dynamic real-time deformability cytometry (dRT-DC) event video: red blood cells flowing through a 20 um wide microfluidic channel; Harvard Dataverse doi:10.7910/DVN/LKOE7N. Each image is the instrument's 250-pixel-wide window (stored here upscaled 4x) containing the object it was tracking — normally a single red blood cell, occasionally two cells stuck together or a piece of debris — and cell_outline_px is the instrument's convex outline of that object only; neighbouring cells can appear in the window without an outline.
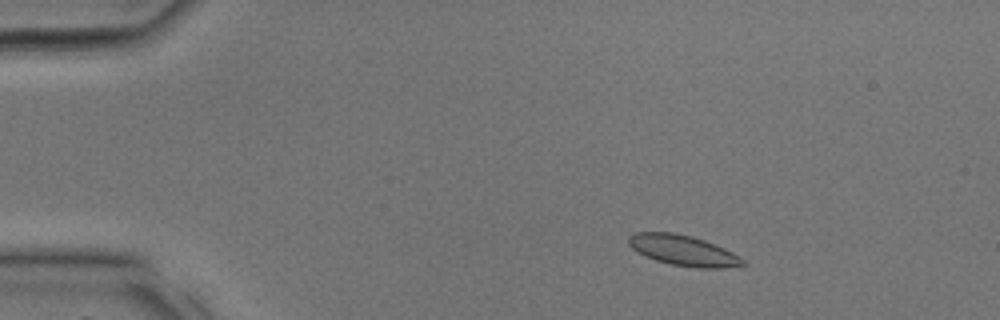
{"species": "common noctule bat (a hibernating species)", "species_latin": "Nyctalus noctula", "temperature_condition": "room temperature", "stored_images_in_passage": 8, "camera_frame_rate_fps": 3000, "um_per_image_px": 0.085, "animal": {"sex": "male", "body_mass_g": 17.9, "forearm_length_mm": 54.2}, "frame": {"image": 1, "passage_image": 1, "time_ms": 0.0, "image_size_px": [1000, 320], "cell_outline_px": [[744, 264], [724, 268], [696, 268], [672, 264], [656, 260], [644, 256], [636, 252], [628, 244], [628, 236], [636, 232], [672, 232], [692, 236], [704, 240], [724, 248], [740, 256], [744, 260]], "centroid_in_image_um": [58.04, 21.28], "position_along_channel_um": 27.0, "area_um2": 20.29}}
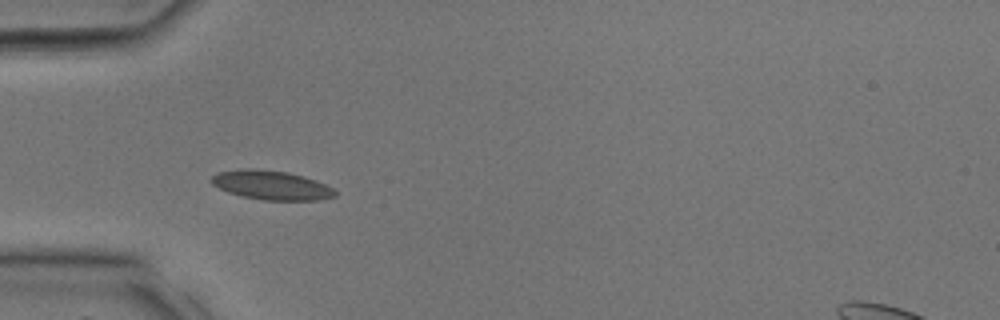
{"frame": {"image": 2, "passage_image": 6, "time_ms": 1.667, "image_size_px": [1000, 320], "cell_outline_px": [[336, 196], [320, 200], [264, 200], [244, 196], [228, 192], [212, 184], [208, 180], [216, 172], [248, 168], [252, 168], [288, 172], [304, 176], [316, 180], [332, 188], [336, 192]], "centroid_in_image_um": [23.05, 15.73], "position_along_channel_um": 61.9, "area_um2": 20.98}}
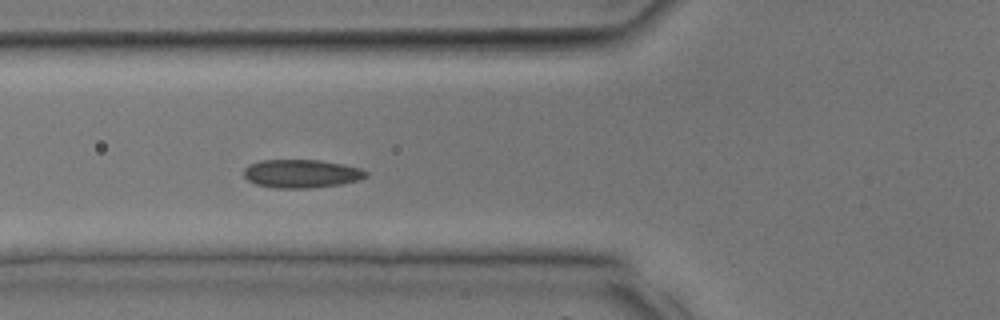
{"frame": {"image": 3, "passage_image": 8, "time_ms": 2.333, "image_size_px": [1000, 320], "cell_outline_px": [[368, 176], [360, 180], [340, 184], [308, 188], [276, 188], [256, 184], [248, 180], [244, 176], [244, 168], [248, 164], [260, 160], [320, 160], [360, 168], [368, 172]], "centroid_in_image_um": [25.61, 14.76], "position_along_channel_um": 100.2, "area_um2": 20.17}}